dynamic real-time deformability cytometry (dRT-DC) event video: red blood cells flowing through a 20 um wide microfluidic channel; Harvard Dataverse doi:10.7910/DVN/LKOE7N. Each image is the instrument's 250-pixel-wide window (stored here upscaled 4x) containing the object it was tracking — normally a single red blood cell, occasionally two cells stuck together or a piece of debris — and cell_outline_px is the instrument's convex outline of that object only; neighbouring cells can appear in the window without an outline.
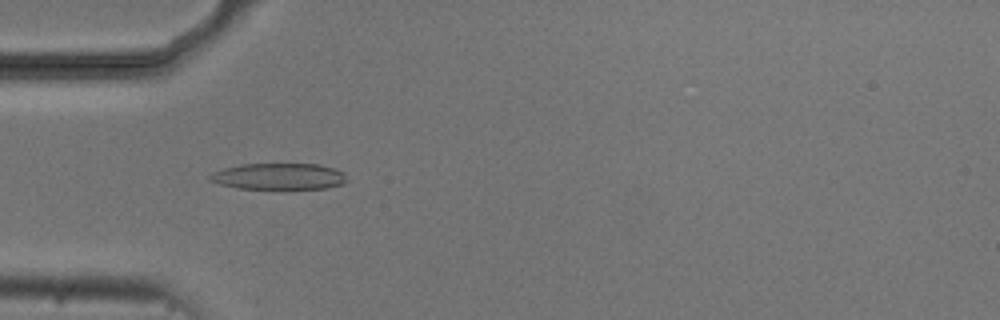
{"species": "common noctule bat (a hibernating species)", "species_latin": "Nyctalus noctula", "temperature_condition": "cold", "stored_images_in_passage": 38, "camera_frame_rate_fps": 3000, "um_per_image_px": 0.085, "animal": {"sex": "male", "body_mass_g": 20.5, "forearm_length_mm": 52.5}, "frame": {"image": 1, "passage_image": 4, "time_ms": 1.0, "image_size_px": [1000, 320], "cell_outline_px": [[348, 180], [344, 184], [328, 188], [240, 188], [220, 184], [208, 180], [208, 176], [212, 172], [224, 168], [240, 164], [320, 164], [336, 168], [344, 172]], "centroid_in_image_um": [23.74, 14.98], "position_along_channel_um": 61.3, "area_um2": 21.1}}
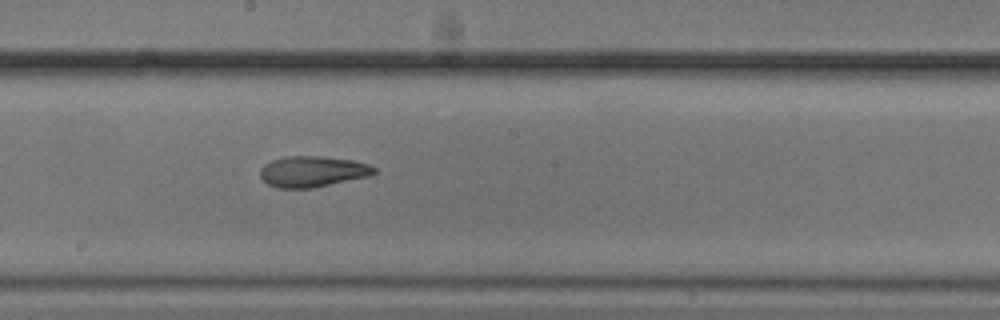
{"frame": {"image": 2, "passage_image": 17, "time_ms": 5.333, "image_size_px": [1000, 320], "cell_outline_px": [[376, 172], [368, 176], [312, 188], [280, 188], [268, 184], [260, 176], [260, 168], [264, 164], [272, 160], [288, 156], [320, 156], [352, 160], [368, 164], [376, 168]], "centroid_in_image_um": [26.55, 14.57], "position_along_channel_um": 221.7, "area_um2": 20.35}}
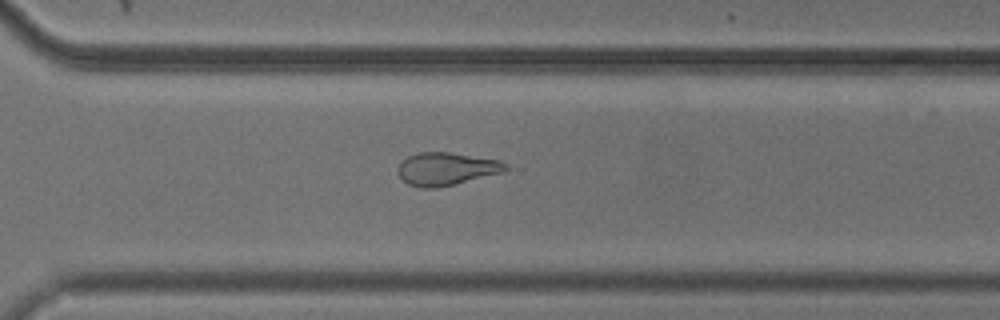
{"frame": {"image": 3, "passage_image": 26, "time_ms": 8.333, "image_size_px": [1000, 320], "cell_outline_px": [[508, 172], [436, 188], [420, 188], [408, 184], [396, 172], [396, 168], [400, 160], [416, 152], [448, 152], [500, 160], [508, 164]], "centroid_in_image_um": [37.94, 14.35], "position_along_channel_um": 332.7, "area_um2": 21.04}, "authors_computed_cell_mechanics": {"area_um2": 21.0103, "velocity_mm_per_s": 3.7217, "shape_relaxation_time_tau1_ms": 10.0658, "shape_relaxation_time_tau2_ms": 2.602, "deformation_change_tau1": 0.2068, "deformation_change_tau2": 0.082}}